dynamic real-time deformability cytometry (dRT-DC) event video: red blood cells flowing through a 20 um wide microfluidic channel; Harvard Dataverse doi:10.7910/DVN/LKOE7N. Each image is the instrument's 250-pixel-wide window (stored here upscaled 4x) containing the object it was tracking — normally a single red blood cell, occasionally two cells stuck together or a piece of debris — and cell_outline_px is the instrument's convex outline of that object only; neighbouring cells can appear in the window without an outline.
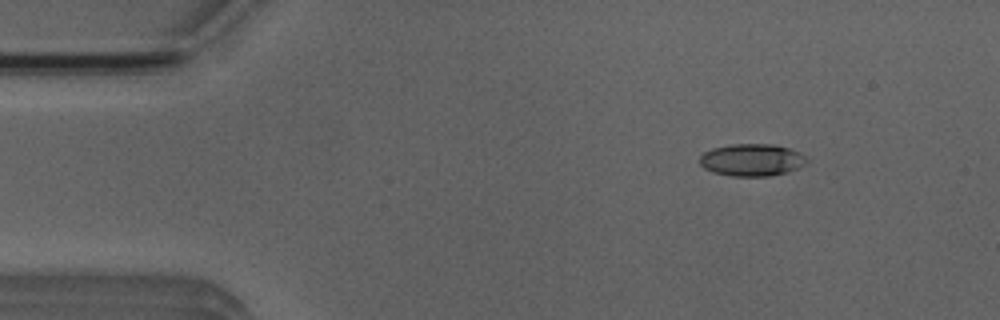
{"species": "Egyptian fruit bat (a non-hibernating species)", "species_latin": "Rousettus aegyptiacus", "temperature_condition": "room temperature", "stored_images_in_passage": 15, "camera_frame_rate_fps": 3000, "um_per_image_px": 0.085, "animal": {"sex": "male"}, "frame": {"image": 1, "passage_image": 7, "time_ms": 2.0, "image_size_px": [1000, 320], "cell_outline_px": [[808, 160], [804, 164], [788, 172], [768, 176], [732, 176], [712, 172], [704, 168], [700, 164], [700, 156], [704, 152], [712, 148], [732, 144], [772, 144], [788, 148], [800, 152]], "centroid_in_image_um": [63.88, 13.59], "position_along_channel_um": 21.1, "area_um2": 20.06}}